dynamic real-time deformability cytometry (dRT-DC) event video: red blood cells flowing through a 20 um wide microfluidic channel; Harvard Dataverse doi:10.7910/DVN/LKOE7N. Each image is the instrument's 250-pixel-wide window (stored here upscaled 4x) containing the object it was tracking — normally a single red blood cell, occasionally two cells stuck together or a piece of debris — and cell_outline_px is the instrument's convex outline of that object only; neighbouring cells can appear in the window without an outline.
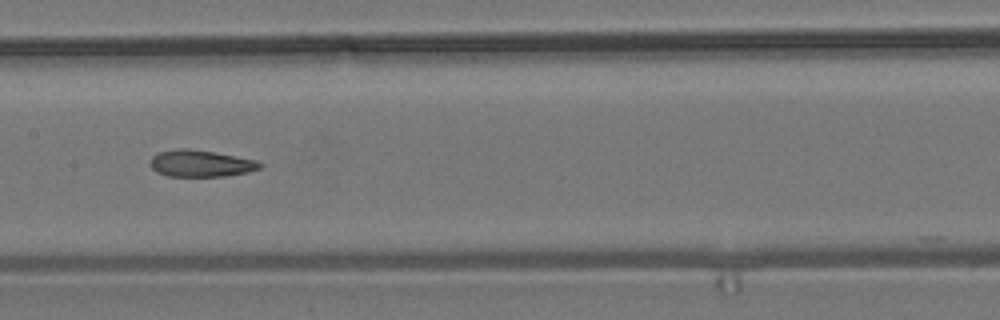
{"species": "common noctule bat (a hibernating species)", "species_latin": "Nyctalus noctula", "temperature_condition": "room temperature", "stored_images_in_passage": 10, "segment_of_instrument_passage": [1, 2], "camera_frame_rate_fps": 3000, "um_per_image_px": 0.085, "animal": {"sex": "male", "body_mass_g": 19.2, "forearm_length_mm": 51.8}, "frame": {"image": 1, "passage_image": 7, "time_ms": 2.0, "image_size_px": [1000, 320], "cell_outline_px": [[264, 164], [260, 168], [248, 172], [224, 176], [168, 176], [156, 172], [148, 164], [152, 156], [156, 152], [176, 148], [188, 148], [212, 152], [256, 160]], "centroid_in_image_um": [17.0, 13.89], "position_along_channel_um": 190.4, "area_um2": 17.17}}
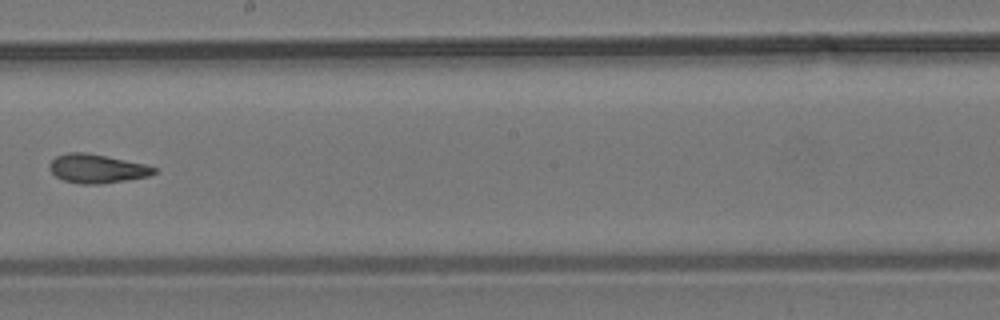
{"frame": {"image": 2, "passage_image": 8, "time_ms": 2.333, "image_size_px": [1000, 320], "cell_outline_px": [[156, 172], [148, 176], [100, 184], [80, 184], [64, 180], [56, 176], [48, 168], [48, 164], [56, 156], [68, 152], [88, 152], [144, 164], [156, 168]], "centroid_in_image_um": [8.19, 14.32], "position_along_channel_um": 240.0, "area_um2": 17.46}}
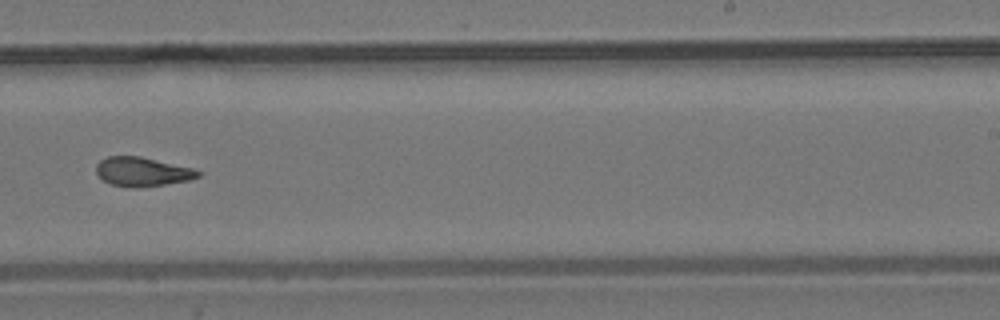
{"frame": {"image": 3, "passage_image": 9, "time_ms": 2.667, "image_size_px": [1000, 320], "cell_outline_px": [[200, 176], [188, 180], [164, 184], [136, 188], [112, 184], [104, 180], [96, 172], [96, 164], [100, 160], [108, 156], [140, 156], [196, 168], [200, 172]], "centroid_in_image_um": [12.12, 14.58], "position_along_channel_um": 276.9, "area_um2": 17.22}}